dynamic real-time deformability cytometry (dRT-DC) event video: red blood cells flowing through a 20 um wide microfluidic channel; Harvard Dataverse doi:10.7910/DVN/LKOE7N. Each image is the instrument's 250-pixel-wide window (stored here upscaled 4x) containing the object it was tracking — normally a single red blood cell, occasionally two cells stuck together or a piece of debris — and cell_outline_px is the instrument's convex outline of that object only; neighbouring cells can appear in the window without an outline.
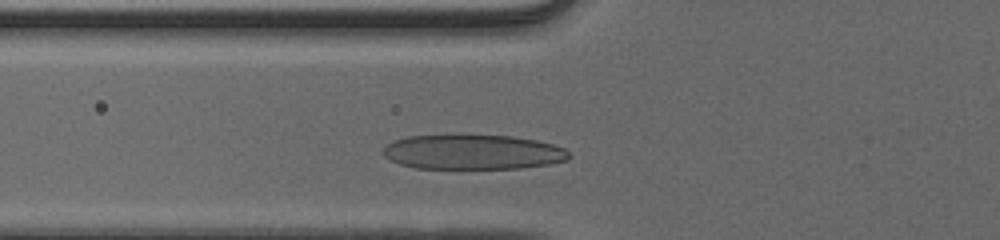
{"species": "human", "species_latin": "Homo sapiens", "temperature_condition": "cold", "stored_images_in_passage": 32, "camera_frame_rate_fps": 3000, "um_per_image_px": 0.085, "donor": {"sex": "male"}, "frame": {"image": 1, "passage_image": 7, "time_ms": 2.0, "image_size_px": [1000, 240], "cell_outline_px": [[568, 160], [548, 164], [520, 168], [416, 168], [400, 164], [388, 160], [380, 152], [392, 140], [408, 136], [456, 132], [460, 132], [512, 136], [536, 140], [552, 144], [564, 148], [568, 152]], "centroid_in_image_um": [40.1, 12.87], "position_along_channel_um": 85.7, "area_um2": 38.9}}
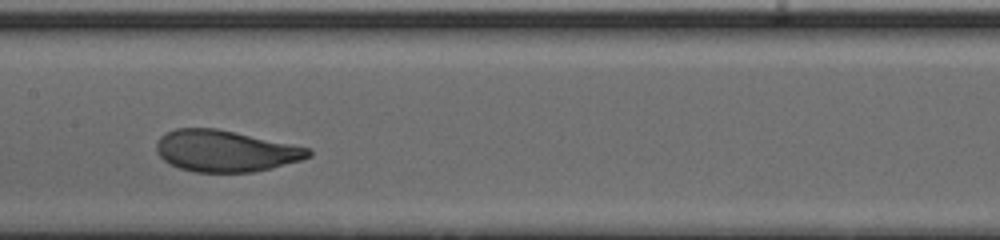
{"frame": {"image": 2, "passage_image": 15, "time_ms": 4.667, "image_size_px": [1000, 240], "cell_outline_px": [[312, 156], [300, 160], [272, 168], [252, 172], [196, 172], [180, 168], [168, 164], [156, 152], [156, 144], [160, 136], [176, 128], [216, 128], [308, 148], [312, 152]], "centroid_in_image_um": [19.12, 12.84], "position_along_channel_um": 188.3, "area_um2": 36.41}}
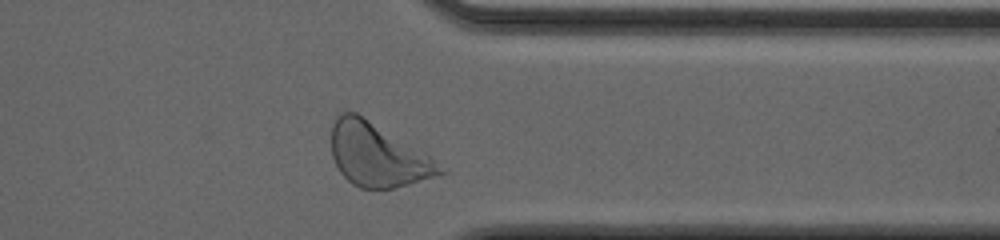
{"frame": {"image": 3, "passage_image": 30, "time_ms": 9.667, "image_size_px": [1000, 240], "cell_outline_px": [[448, 172], [396, 188], [360, 188], [352, 184], [340, 172], [332, 156], [332, 124], [336, 112], [356, 112], [432, 156], [448, 168]], "centroid_in_image_um": [32.13, 13.16], "position_along_channel_um": 379.3, "area_um2": 40.29}, "authors_computed_cell_mechanics": {"area_um2": 36.8186, "velocity_mm_per_s": 3.8402, "shape_relaxation_time_tau1_ms": 2.3831, "shape_relaxation_time_tau2_ms": null, "deformation_change_tau1": 0.1496, "deformation_change_tau2": null}}